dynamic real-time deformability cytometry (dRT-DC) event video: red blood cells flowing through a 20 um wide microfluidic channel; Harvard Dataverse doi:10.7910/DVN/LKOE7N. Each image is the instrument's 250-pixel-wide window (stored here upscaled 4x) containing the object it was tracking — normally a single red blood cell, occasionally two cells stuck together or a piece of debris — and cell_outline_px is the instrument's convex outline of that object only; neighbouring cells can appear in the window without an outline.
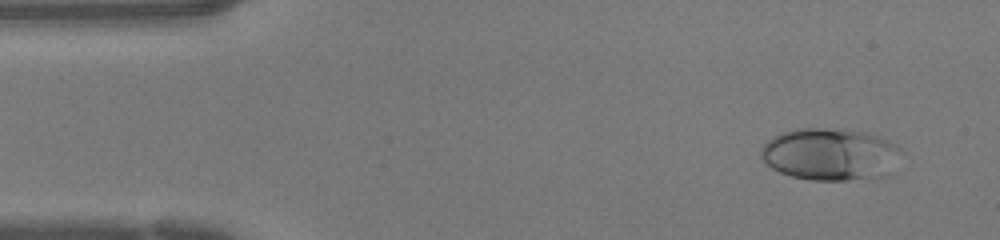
{"species": "human", "species_latin": "Homo sapiens", "temperature_condition": "warm", "stored_images_in_passage": 46, "camera_frame_rate_fps": 3000, "um_per_image_px": 0.085, "donor": {"sex": "female"}, "frame": {"image": 1, "passage_image": 3, "time_ms": 0.667, "image_size_px": [1000, 240], "cell_outline_px": [[900, 148], [888, 176], [876, 180], [812, 180], [792, 176], [780, 172], [772, 168], [760, 156], [760, 148], [768, 140], [780, 132], [796, 128], [824, 128], [864, 132], [880, 136], [888, 140]], "centroid_in_image_um": [70.55, 13.13], "position_along_channel_um": 14.4, "area_um2": 42.83}}
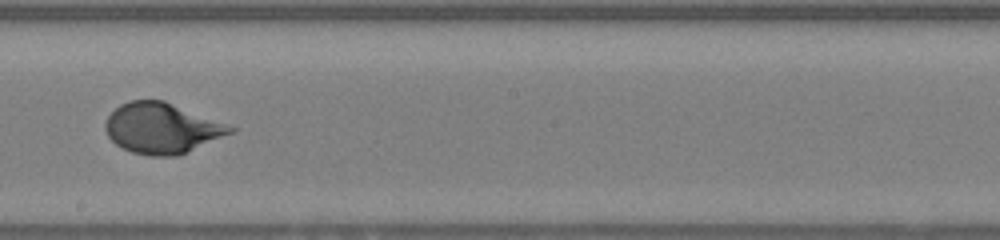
{"frame": {"image": 2, "passage_image": 25, "time_ms": 8.0, "image_size_px": [1000, 240], "cell_outline_px": [[236, 132], [188, 152], [176, 156], [148, 156], [132, 152], [116, 144], [108, 136], [104, 128], [104, 124], [108, 116], [120, 104], [128, 100], [164, 100], [236, 128]], "centroid_in_image_um": [13.76, 10.9], "position_along_channel_um": 234.4, "area_um2": 36.76}}
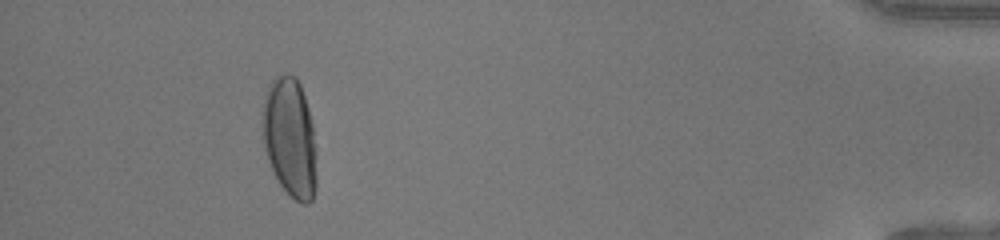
{"frame": {"image": 3, "passage_image": 42, "time_ms": 13.667, "image_size_px": [1000, 240], "cell_outline_px": [[316, 188], [312, 200], [308, 204], [300, 204], [288, 196], [280, 184], [268, 160], [264, 148], [264, 100], [268, 88], [272, 80], [276, 76], [284, 72], [296, 76], [300, 84], [308, 108], [312, 124], [316, 176]], "centroid_in_image_um": [24.65, 11.73], "position_along_channel_um": 410.5, "area_um2": 37.28}, "authors_computed_cell_mechanics": {"area_um2": 37.1076, "velocity_mm_per_s": 4.2859, "shape_relaxation_time_tau1_ms": 3.7425, "shape_relaxation_time_tau2_ms": null, "deformation_change_tau1": 0.2211, "deformation_change_tau2": null}}